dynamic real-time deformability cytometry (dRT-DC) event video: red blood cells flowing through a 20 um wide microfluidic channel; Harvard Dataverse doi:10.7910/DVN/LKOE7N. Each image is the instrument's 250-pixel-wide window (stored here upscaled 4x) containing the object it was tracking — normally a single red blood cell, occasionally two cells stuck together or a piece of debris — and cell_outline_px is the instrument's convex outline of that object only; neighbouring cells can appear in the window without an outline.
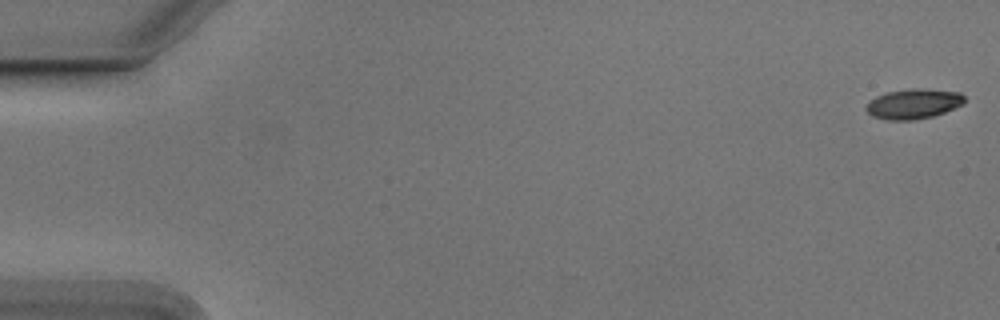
{"species": "Egyptian fruit bat (a non-hibernating species)", "species_latin": "Rousettus aegyptiacus", "temperature_condition": "cold", "stored_images_in_passage": 55, "camera_frame_rate_fps": 3000, "um_per_image_px": 0.085, "animal": {"sex": "male"}, "frame": {"image": 1, "passage_image": 1, "time_ms": 0.0, "image_size_px": [1000, 320], "cell_outline_px": [[964, 104], [944, 112], [932, 116], [912, 120], [888, 120], [872, 116], [864, 108], [876, 96], [888, 92], [960, 92], [964, 96]], "centroid_in_image_um": [77.61, 8.9], "position_along_channel_um": 7.4, "area_um2": 15.9}}
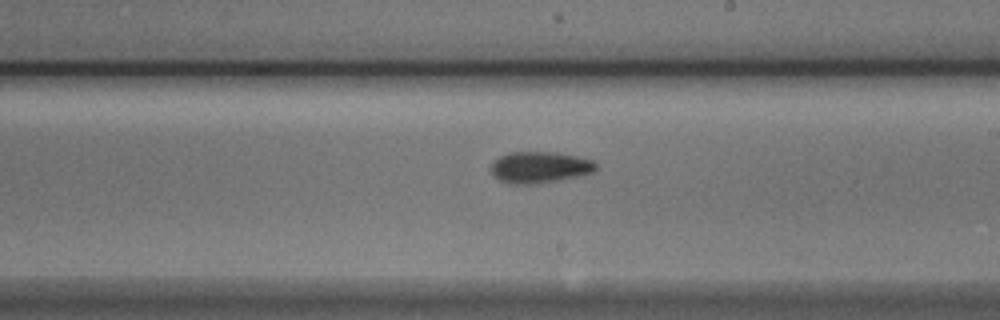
{"frame": {"image": 2, "passage_image": 32, "time_ms": 10.333, "image_size_px": [1000, 320], "cell_outline_px": [[596, 168], [592, 172], [584, 176], [536, 184], [508, 184], [500, 180], [488, 168], [500, 156], [508, 152], [556, 152], [576, 156], [592, 160], [596, 164]], "centroid_in_image_um": [45.88, 14.23], "position_along_channel_um": 243.1, "area_um2": 19.36}}
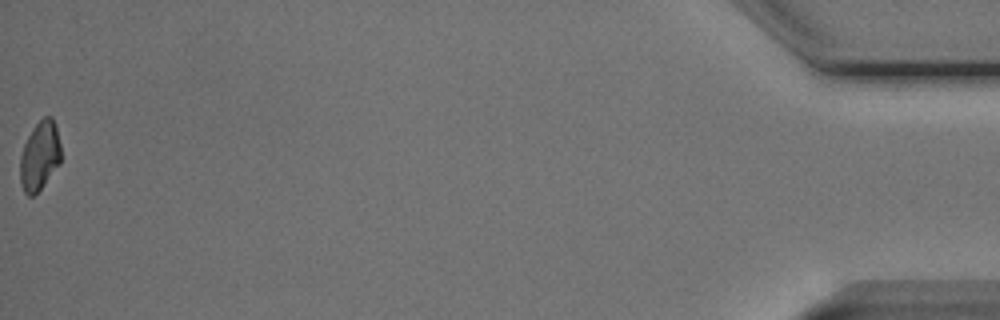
{"frame": {"image": 3, "passage_image": 55, "time_ms": 18.0, "image_size_px": [1000, 320], "cell_outline_px": [[60, 164], [40, 188], [32, 196], [28, 196], [24, 192], [20, 184], [20, 156], [24, 144], [32, 128], [44, 116], [52, 116], [56, 128], [60, 144]], "centroid_in_image_um": [3.36, 13.24], "position_along_channel_um": 431.8, "area_um2": 16.3}, "authors_computed_cell_mechanics": {"area_um2": 17.918, "velocity_mm_per_s": 3.769, "shape_relaxation_time_tau1_ms": 3.0025, "shape_relaxation_time_tau2_ms": null, "deformation_change_tau1": 0.1353, "deformation_change_tau2": null}}